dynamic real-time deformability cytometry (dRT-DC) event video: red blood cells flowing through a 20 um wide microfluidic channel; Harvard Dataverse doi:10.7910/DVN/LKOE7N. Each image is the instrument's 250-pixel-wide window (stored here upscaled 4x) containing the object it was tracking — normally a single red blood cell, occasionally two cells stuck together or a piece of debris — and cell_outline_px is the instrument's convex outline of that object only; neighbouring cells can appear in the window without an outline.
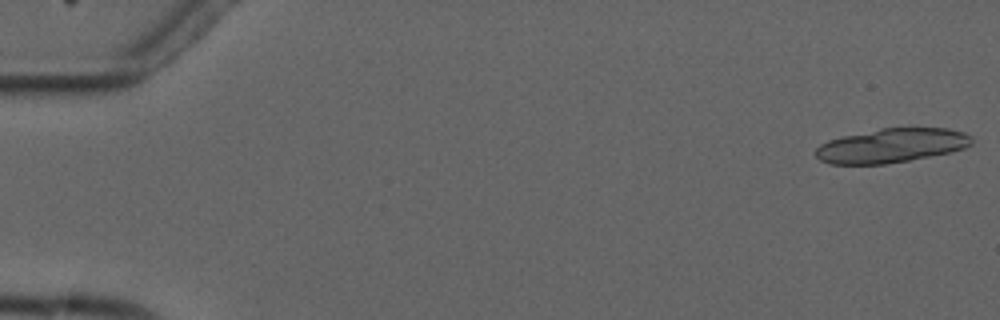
{"species": "common noctule bat (a hibernating species)", "species_latin": "Nyctalus noctula", "temperature_condition": "cold", "stored_images_in_passage": 6, "camera_frame_rate_fps": 3000, "um_per_image_px": 0.085, "animal": {"sex": "male", "forearm_length_mm": 52.5}, "frame": {"image": 1, "passage_image": 1, "time_ms": 0.0, "image_size_px": [1000, 320], "cell_outline_px": [[972, 144], [964, 148], [948, 152], [908, 160], [884, 164], [828, 164], [820, 160], [816, 156], [816, 148], [820, 144], [828, 140], [844, 136], [880, 128], [948, 128], [964, 132], [972, 136]], "centroid_in_image_um": [75.76, 12.37], "position_along_channel_um": 9.2, "area_um2": 30.87}}